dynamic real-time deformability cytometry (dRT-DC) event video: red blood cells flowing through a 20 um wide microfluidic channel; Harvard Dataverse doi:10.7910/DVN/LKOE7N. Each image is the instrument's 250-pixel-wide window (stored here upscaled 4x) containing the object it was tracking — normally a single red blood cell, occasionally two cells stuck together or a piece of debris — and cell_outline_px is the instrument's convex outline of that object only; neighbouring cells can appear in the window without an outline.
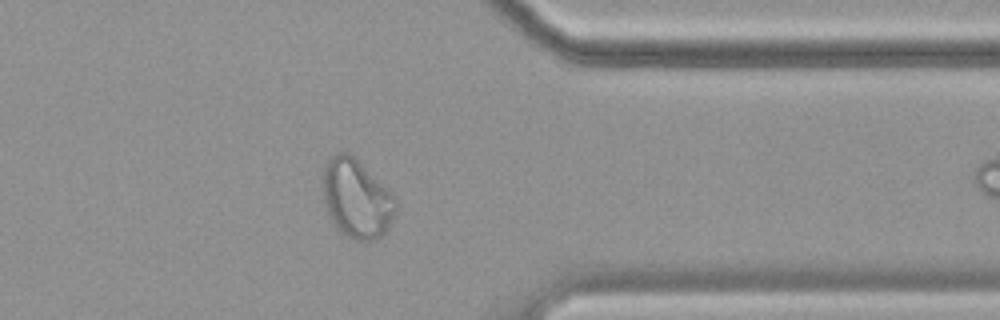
{"species": "common noctule bat (a hibernating species)", "species_latin": "Nyctalus noctula", "temperature_condition": "cold", "stored_images_in_passage": 36, "camera_frame_rate_fps": 3000, "um_per_image_px": 0.085, "animal": {"sex": "female", "body_mass_g": 19.9}, "frame": {"image": 1, "passage_image": 31, "time_ms": 10.0, "image_size_px": [1000, 320], "cell_outline_px": [[396, 212], [388, 228], [376, 240], [356, 240], [344, 236], [332, 224], [328, 216], [324, 204], [320, 184], [320, 180], [324, 164], [336, 152], [352, 152], [396, 196]], "centroid_in_image_um": [30.26, 16.84], "position_along_channel_um": 381.1, "area_um2": 34.74}, "authors_computed_cell_mechanics": {"area_um2": 25.3742, "velocity_mm_per_s": 3.4628, "shape_relaxation_time_tau1_ms": null, "shape_relaxation_time_tau2_ms": 1.5364, "deformation_change_tau1": null, "deformation_change_tau2": 0.0811}}